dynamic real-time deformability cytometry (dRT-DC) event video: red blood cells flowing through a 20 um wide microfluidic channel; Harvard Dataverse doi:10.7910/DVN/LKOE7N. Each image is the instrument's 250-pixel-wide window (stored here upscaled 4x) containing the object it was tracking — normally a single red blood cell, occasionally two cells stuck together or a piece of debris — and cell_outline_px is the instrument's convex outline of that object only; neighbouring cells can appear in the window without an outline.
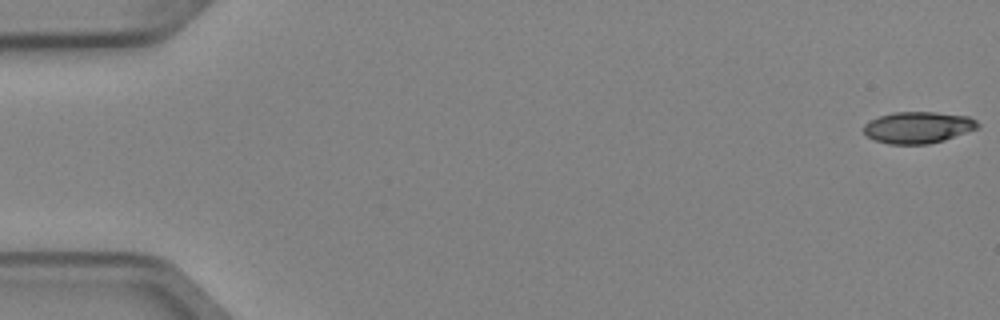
{"species": "Egyptian fruit bat (a non-hibernating species)", "species_latin": "Rousettus aegyptiacus", "temperature_condition": "cold", "stored_images_in_passage": 5, "camera_frame_rate_fps": 3000, "um_per_image_px": 0.085, "animal": {"sex": "female"}, "frame": {"image": 1, "passage_image": 1, "time_ms": 0.0, "image_size_px": [1000, 320], "cell_outline_px": [[980, 128], [944, 140], [928, 144], [888, 144], [872, 140], [864, 132], [864, 124], [868, 120], [892, 112], [936, 112], [968, 116], [976, 120], [980, 124]], "centroid_in_image_um": [78.04, 10.83], "position_along_channel_um": 7.0, "area_um2": 21.21}}
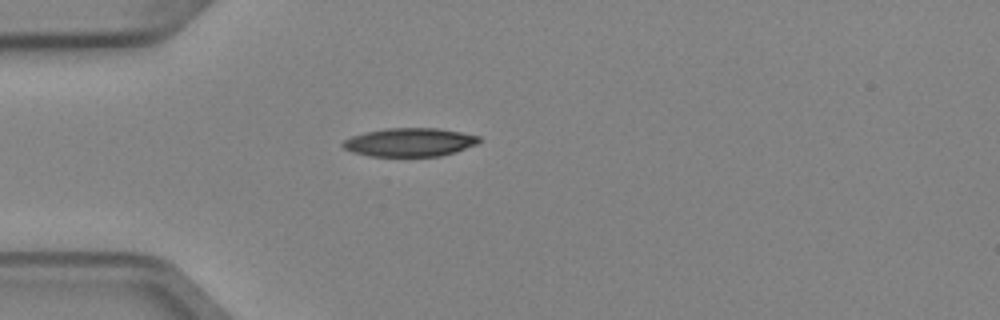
{"frame": {"image": 2, "passage_image": 5, "time_ms": 1.333, "image_size_px": [1000, 320], "cell_outline_px": [[484, 140], [476, 144], [456, 152], [440, 156], [368, 156], [352, 152], [344, 148], [340, 144], [344, 140], [352, 136], [384, 128], [436, 128], [460, 132], [480, 136]], "centroid_in_image_um": [34.84, 12.09], "position_along_channel_um": 50.2, "area_um2": 22.66}}